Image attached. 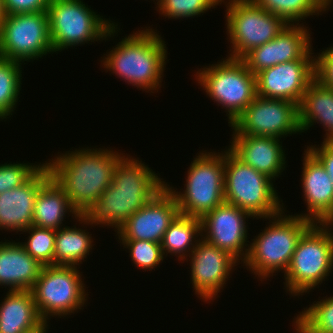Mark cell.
I'll use <instances>...</instances> for the list:
<instances>
[{
	"instance_id": "cell-1",
	"label": "cell",
	"mask_w": 333,
	"mask_h": 333,
	"mask_svg": "<svg viewBox=\"0 0 333 333\" xmlns=\"http://www.w3.org/2000/svg\"><path fill=\"white\" fill-rule=\"evenodd\" d=\"M158 175L142 160L126 153L115 166L110 186L79 215L77 222L83 226L115 227L117 232L132 214L165 187V181Z\"/></svg>"
},
{
	"instance_id": "cell-2",
	"label": "cell",
	"mask_w": 333,
	"mask_h": 333,
	"mask_svg": "<svg viewBox=\"0 0 333 333\" xmlns=\"http://www.w3.org/2000/svg\"><path fill=\"white\" fill-rule=\"evenodd\" d=\"M66 152L45 164L70 204L82 215L110 186L115 166L123 154L111 148L88 147Z\"/></svg>"
},
{
	"instance_id": "cell-3",
	"label": "cell",
	"mask_w": 333,
	"mask_h": 333,
	"mask_svg": "<svg viewBox=\"0 0 333 333\" xmlns=\"http://www.w3.org/2000/svg\"><path fill=\"white\" fill-rule=\"evenodd\" d=\"M145 28L122 38L104 54L101 64L137 89L155 93L161 87L168 53L161 35L150 26Z\"/></svg>"
},
{
	"instance_id": "cell-4",
	"label": "cell",
	"mask_w": 333,
	"mask_h": 333,
	"mask_svg": "<svg viewBox=\"0 0 333 333\" xmlns=\"http://www.w3.org/2000/svg\"><path fill=\"white\" fill-rule=\"evenodd\" d=\"M268 220V227L266 225L262 232L252 239L242 265L255 277L258 275L261 282L262 279L267 280L274 276L273 273H285L300 237L313 224L309 219L286 215L284 211L269 217Z\"/></svg>"
},
{
	"instance_id": "cell-5",
	"label": "cell",
	"mask_w": 333,
	"mask_h": 333,
	"mask_svg": "<svg viewBox=\"0 0 333 333\" xmlns=\"http://www.w3.org/2000/svg\"><path fill=\"white\" fill-rule=\"evenodd\" d=\"M333 223H313L300 237L284 273L290 295L309 293L333 271Z\"/></svg>"
},
{
	"instance_id": "cell-6",
	"label": "cell",
	"mask_w": 333,
	"mask_h": 333,
	"mask_svg": "<svg viewBox=\"0 0 333 333\" xmlns=\"http://www.w3.org/2000/svg\"><path fill=\"white\" fill-rule=\"evenodd\" d=\"M224 151V199L256 219H268L284 210L273 180Z\"/></svg>"
},
{
	"instance_id": "cell-7",
	"label": "cell",
	"mask_w": 333,
	"mask_h": 333,
	"mask_svg": "<svg viewBox=\"0 0 333 333\" xmlns=\"http://www.w3.org/2000/svg\"><path fill=\"white\" fill-rule=\"evenodd\" d=\"M88 7L82 0L50 1L47 13L54 52L94 41L106 42L116 36L120 30L118 23L103 18Z\"/></svg>"
},
{
	"instance_id": "cell-8",
	"label": "cell",
	"mask_w": 333,
	"mask_h": 333,
	"mask_svg": "<svg viewBox=\"0 0 333 333\" xmlns=\"http://www.w3.org/2000/svg\"><path fill=\"white\" fill-rule=\"evenodd\" d=\"M221 152H199L187 170L183 192L165 182L175 197L180 214L201 219L225 202L224 152Z\"/></svg>"
},
{
	"instance_id": "cell-9",
	"label": "cell",
	"mask_w": 333,
	"mask_h": 333,
	"mask_svg": "<svg viewBox=\"0 0 333 333\" xmlns=\"http://www.w3.org/2000/svg\"><path fill=\"white\" fill-rule=\"evenodd\" d=\"M195 78L202 90L225 109L229 126L257 97L256 76L241 59L226 57L198 69Z\"/></svg>"
},
{
	"instance_id": "cell-10",
	"label": "cell",
	"mask_w": 333,
	"mask_h": 333,
	"mask_svg": "<svg viewBox=\"0 0 333 333\" xmlns=\"http://www.w3.org/2000/svg\"><path fill=\"white\" fill-rule=\"evenodd\" d=\"M78 269V266L63 265L42 267L31 292L38 313L47 324L51 317L78 313L86 305L89 294Z\"/></svg>"
},
{
	"instance_id": "cell-11",
	"label": "cell",
	"mask_w": 333,
	"mask_h": 333,
	"mask_svg": "<svg viewBox=\"0 0 333 333\" xmlns=\"http://www.w3.org/2000/svg\"><path fill=\"white\" fill-rule=\"evenodd\" d=\"M224 4L227 40L232 44L227 57L233 59H241L253 48L268 43L288 25L253 0H229Z\"/></svg>"
},
{
	"instance_id": "cell-12",
	"label": "cell",
	"mask_w": 333,
	"mask_h": 333,
	"mask_svg": "<svg viewBox=\"0 0 333 333\" xmlns=\"http://www.w3.org/2000/svg\"><path fill=\"white\" fill-rule=\"evenodd\" d=\"M53 54L47 12L7 15L0 27V57L34 61Z\"/></svg>"
},
{
	"instance_id": "cell-13",
	"label": "cell",
	"mask_w": 333,
	"mask_h": 333,
	"mask_svg": "<svg viewBox=\"0 0 333 333\" xmlns=\"http://www.w3.org/2000/svg\"><path fill=\"white\" fill-rule=\"evenodd\" d=\"M229 127L232 135L281 139L301 134L298 105L284 99L257 96Z\"/></svg>"
},
{
	"instance_id": "cell-14",
	"label": "cell",
	"mask_w": 333,
	"mask_h": 333,
	"mask_svg": "<svg viewBox=\"0 0 333 333\" xmlns=\"http://www.w3.org/2000/svg\"><path fill=\"white\" fill-rule=\"evenodd\" d=\"M248 218L254 219L248 212L224 202L201 218L202 238L215 247L227 251L239 263L241 260L242 264L250 245L247 238L248 225H246Z\"/></svg>"
},
{
	"instance_id": "cell-15",
	"label": "cell",
	"mask_w": 333,
	"mask_h": 333,
	"mask_svg": "<svg viewBox=\"0 0 333 333\" xmlns=\"http://www.w3.org/2000/svg\"><path fill=\"white\" fill-rule=\"evenodd\" d=\"M190 281L195 294L203 302L215 300L224 288L230 273L239 262L227 251H223L202 237L189 255Z\"/></svg>"
},
{
	"instance_id": "cell-16",
	"label": "cell",
	"mask_w": 333,
	"mask_h": 333,
	"mask_svg": "<svg viewBox=\"0 0 333 333\" xmlns=\"http://www.w3.org/2000/svg\"><path fill=\"white\" fill-rule=\"evenodd\" d=\"M304 26L287 25L274 39L253 48L241 60L254 75L279 63L314 60L311 33Z\"/></svg>"
},
{
	"instance_id": "cell-17",
	"label": "cell",
	"mask_w": 333,
	"mask_h": 333,
	"mask_svg": "<svg viewBox=\"0 0 333 333\" xmlns=\"http://www.w3.org/2000/svg\"><path fill=\"white\" fill-rule=\"evenodd\" d=\"M180 214L174 195L165 186L117 230L119 240L161 243L164 233Z\"/></svg>"
},
{
	"instance_id": "cell-18",
	"label": "cell",
	"mask_w": 333,
	"mask_h": 333,
	"mask_svg": "<svg viewBox=\"0 0 333 333\" xmlns=\"http://www.w3.org/2000/svg\"><path fill=\"white\" fill-rule=\"evenodd\" d=\"M255 76L257 96L284 99L299 106L303 94L315 78L314 60L279 63Z\"/></svg>"
},
{
	"instance_id": "cell-19",
	"label": "cell",
	"mask_w": 333,
	"mask_h": 333,
	"mask_svg": "<svg viewBox=\"0 0 333 333\" xmlns=\"http://www.w3.org/2000/svg\"><path fill=\"white\" fill-rule=\"evenodd\" d=\"M303 155L301 181L307 213L296 216L313 223H333V182L324 166L308 149H304Z\"/></svg>"
},
{
	"instance_id": "cell-20",
	"label": "cell",
	"mask_w": 333,
	"mask_h": 333,
	"mask_svg": "<svg viewBox=\"0 0 333 333\" xmlns=\"http://www.w3.org/2000/svg\"><path fill=\"white\" fill-rule=\"evenodd\" d=\"M51 178L43 166L23 185L0 194V229L21 232L32 225L34 206L41 187Z\"/></svg>"
},
{
	"instance_id": "cell-21",
	"label": "cell",
	"mask_w": 333,
	"mask_h": 333,
	"mask_svg": "<svg viewBox=\"0 0 333 333\" xmlns=\"http://www.w3.org/2000/svg\"><path fill=\"white\" fill-rule=\"evenodd\" d=\"M228 149L242 162L275 182L286 169V154L280 138L232 135ZM281 143V144H280Z\"/></svg>"
},
{
	"instance_id": "cell-22",
	"label": "cell",
	"mask_w": 333,
	"mask_h": 333,
	"mask_svg": "<svg viewBox=\"0 0 333 333\" xmlns=\"http://www.w3.org/2000/svg\"><path fill=\"white\" fill-rule=\"evenodd\" d=\"M0 242V286L9 291L31 290L43 265L31 257L19 242Z\"/></svg>"
},
{
	"instance_id": "cell-23",
	"label": "cell",
	"mask_w": 333,
	"mask_h": 333,
	"mask_svg": "<svg viewBox=\"0 0 333 333\" xmlns=\"http://www.w3.org/2000/svg\"><path fill=\"white\" fill-rule=\"evenodd\" d=\"M5 296L0 304V333H34L47 325L31 290L8 291Z\"/></svg>"
},
{
	"instance_id": "cell-24",
	"label": "cell",
	"mask_w": 333,
	"mask_h": 333,
	"mask_svg": "<svg viewBox=\"0 0 333 333\" xmlns=\"http://www.w3.org/2000/svg\"><path fill=\"white\" fill-rule=\"evenodd\" d=\"M298 111L301 133L317 122L326 132L323 141H333V88L314 78L303 94Z\"/></svg>"
},
{
	"instance_id": "cell-25",
	"label": "cell",
	"mask_w": 333,
	"mask_h": 333,
	"mask_svg": "<svg viewBox=\"0 0 333 333\" xmlns=\"http://www.w3.org/2000/svg\"><path fill=\"white\" fill-rule=\"evenodd\" d=\"M66 214H73L72 217L75 219L80 215L70 204V200L63 189L51 177L37 194L32 225L40 228L58 230L64 227L63 222L65 221Z\"/></svg>"
},
{
	"instance_id": "cell-26",
	"label": "cell",
	"mask_w": 333,
	"mask_h": 333,
	"mask_svg": "<svg viewBox=\"0 0 333 333\" xmlns=\"http://www.w3.org/2000/svg\"><path fill=\"white\" fill-rule=\"evenodd\" d=\"M198 237H202L201 219L179 214L163 235L160 243L163 255L167 257L169 253L179 261H188L187 256L195 249Z\"/></svg>"
},
{
	"instance_id": "cell-27",
	"label": "cell",
	"mask_w": 333,
	"mask_h": 333,
	"mask_svg": "<svg viewBox=\"0 0 333 333\" xmlns=\"http://www.w3.org/2000/svg\"><path fill=\"white\" fill-rule=\"evenodd\" d=\"M87 229L64 226L56 230L54 265L79 266L90 255L94 244Z\"/></svg>"
},
{
	"instance_id": "cell-28",
	"label": "cell",
	"mask_w": 333,
	"mask_h": 333,
	"mask_svg": "<svg viewBox=\"0 0 333 333\" xmlns=\"http://www.w3.org/2000/svg\"><path fill=\"white\" fill-rule=\"evenodd\" d=\"M258 6L282 18L288 25L310 16L322 15L332 6L333 0H253Z\"/></svg>"
},
{
	"instance_id": "cell-29",
	"label": "cell",
	"mask_w": 333,
	"mask_h": 333,
	"mask_svg": "<svg viewBox=\"0 0 333 333\" xmlns=\"http://www.w3.org/2000/svg\"><path fill=\"white\" fill-rule=\"evenodd\" d=\"M22 64L0 57V121L11 117L20 98Z\"/></svg>"
},
{
	"instance_id": "cell-30",
	"label": "cell",
	"mask_w": 333,
	"mask_h": 333,
	"mask_svg": "<svg viewBox=\"0 0 333 333\" xmlns=\"http://www.w3.org/2000/svg\"><path fill=\"white\" fill-rule=\"evenodd\" d=\"M326 297L314 301L293 318L308 333H333V296Z\"/></svg>"
},
{
	"instance_id": "cell-31",
	"label": "cell",
	"mask_w": 333,
	"mask_h": 333,
	"mask_svg": "<svg viewBox=\"0 0 333 333\" xmlns=\"http://www.w3.org/2000/svg\"><path fill=\"white\" fill-rule=\"evenodd\" d=\"M26 242H19L26 252L43 266L54 265V247L56 230L31 225L26 230Z\"/></svg>"
},
{
	"instance_id": "cell-32",
	"label": "cell",
	"mask_w": 333,
	"mask_h": 333,
	"mask_svg": "<svg viewBox=\"0 0 333 333\" xmlns=\"http://www.w3.org/2000/svg\"><path fill=\"white\" fill-rule=\"evenodd\" d=\"M221 3L218 0H159L156 11L165 19L194 18L215 8Z\"/></svg>"
},
{
	"instance_id": "cell-33",
	"label": "cell",
	"mask_w": 333,
	"mask_h": 333,
	"mask_svg": "<svg viewBox=\"0 0 333 333\" xmlns=\"http://www.w3.org/2000/svg\"><path fill=\"white\" fill-rule=\"evenodd\" d=\"M128 249L134 266L147 270H154L164 260L161 244L145 240H119ZM147 269V270H146Z\"/></svg>"
},
{
	"instance_id": "cell-34",
	"label": "cell",
	"mask_w": 333,
	"mask_h": 333,
	"mask_svg": "<svg viewBox=\"0 0 333 333\" xmlns=\"http://www.w3.org/2000/svg\"><path fill=\"white\" fill-rule=\"evenodd\" d=\"M43 164L4 163L0 165V194L26 183Z\"/></svg>"
},
{
	"instance_id": "cell-35",
	"label": "cell",
	"mask_w": 333,
	"mask_h": 333,
	"mask_svg": "<svg viewBox=\"0 0 333 333\" xmlns=\"http://www.w3.org/2000/svg\"><path fill=\"white\" fill-rule=\"evenodd\" d=\"M314 55L315 79L321 84L333 88V46Z\"/></svg>"
},
{
	"instance_id": "cell-36",
	"label": "cell",
	"mask_w": 333,
	"mask_h": 333,
	"mask_svg": "<svg viewBox=\"0 0 333 333\" xmlns=\"http://www.w3.org/2000/svg\"><path fill=\"white\" fill-rule=\"evenodd\" d=\"M7 15L47 12L51 0H3Z\"/></svg>"
},
{
	"instance_id": "cell-37",
	"label": "cell",
	"mask_w": 333,
	"mask_h": 333,
	"mask_svg": "<svg viewBox=\"0 0 333 333\" xmlns=\"http://www.w3.org/2000/svg\"><path fill=\"white\" fill-rule=\"evenodd\" d=\"M307 149L320 161L324 166L328 176L333 182V141H323L321 146L309 145Z\"/></svg>"
},
{
	"instance_id": "cell-38",
	"label": "cell",
	"mask_w": 333,
	"mask_h": 333,
	"mask_svg": "<svg viewBox=\"0 0 333 333\" xmlns=\"http://www.w3.org/2000/svg\"><path fill=\"white\" fill-rule=\"evenodd\" d=\"M6 16H7V14L4 9V1L0 0V27H1L2 21L5 19Z\"/></svg>"
},
{
	"instance_id": "cell-39",
	"label": "cell",
	"mask_w": 333,
	"mask_h": 333,
	"mask_svg": "<svg viewBox=\"0 0 333 333\" xmlns=\"http://www.w3.org/2000/svg\"><path fill=\"white\" fill-rule=\"evenodd\" d=\"M297 333H308L305 329H303L295 320H293V325Z\"/></svg>"
},
{
	"instance_id": "cell-40",
	"label": "cell",
	"mask_w": 333,
	"mask_h": 333,
	"mask_svg": "<svg viewBox=\"0 0 333 333\" xmlns=\"http://www.w3.org/2000/svg\"><path fill=\"white\" fill-rule=\"evenodd\" d=\"M48 326H49V325L47 324L42 330L37 331V332H34V333H47V332H48V329H49Z\"/></svg>"
}]
</instances>
